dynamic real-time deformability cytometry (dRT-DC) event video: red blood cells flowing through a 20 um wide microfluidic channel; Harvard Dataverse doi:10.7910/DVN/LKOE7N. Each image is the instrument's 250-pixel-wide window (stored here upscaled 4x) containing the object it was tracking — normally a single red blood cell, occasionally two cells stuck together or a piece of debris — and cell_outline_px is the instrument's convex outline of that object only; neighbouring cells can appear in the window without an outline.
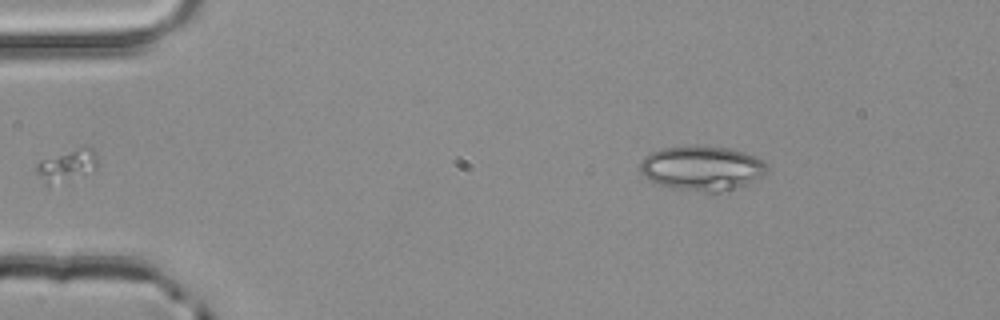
{"species": "common noctule bat (a hibernating species)", "species_latin": "Nyctalus noctula", "temperature_condition": "room temperature", "stored_images_in_passage": 3, "segment_of_instrument_passage": [2, 2], "camera_frame_rate_fps": 3000, "um_per_image_px": 0.085, "animal": {"sex": "male", "body_mass_g": 20.4}, "frame": {"image": 1, "passage_image": 3, "time_ms": 0.667, "image_size_px": [1000, 320], "cell_outline_px": [[768, 168], [756, 180], [748, 184], [724, 192], [704, 192], [672, 188], [660, 184], [644, 176], [640, 172], [640, 160], [644, 156], [660, 148], [728, 148], [744, 152], [756, 156], [764, 160], [768, 164]], "centroid_in_image_um": [59.69, 14.33], "position_along_channel_um": 25.3, "area_um2": 32.48}}